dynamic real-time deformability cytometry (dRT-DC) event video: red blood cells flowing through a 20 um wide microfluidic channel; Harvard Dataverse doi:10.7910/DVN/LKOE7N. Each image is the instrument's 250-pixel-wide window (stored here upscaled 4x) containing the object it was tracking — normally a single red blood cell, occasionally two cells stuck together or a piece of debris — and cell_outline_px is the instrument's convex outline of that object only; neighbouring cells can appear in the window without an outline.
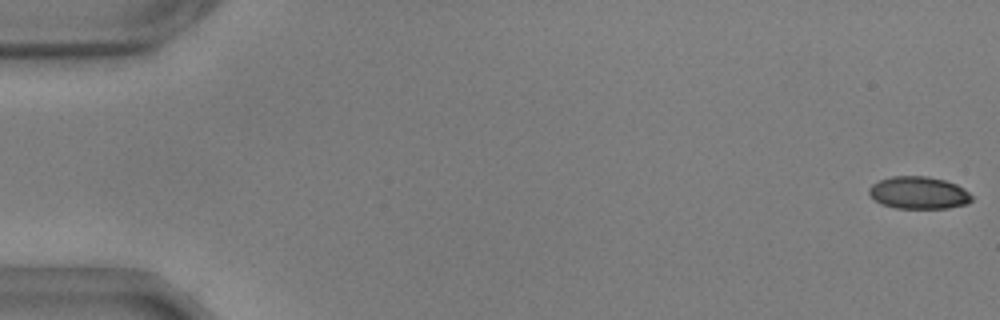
{"species": "common noctule bat (a hibernating species)", "species_latin": "Nyctalus noctula", "temperature_condition": "warm", "stored_images_in_passage": 16, "camera_frame_rate_fps": 3000, "um_per_image_px": 0.085, "animal": {"sex": "male", "body_mass_g": 17.9, "forearm_length_mm": 54.2}, "frame": {"image": 1, "passage_image": 1, "time_ms": 0.0, "image_size_px": [1000, 320], "cell_outline_px": [[972, 200], [968, 204], [948, 208], [896, 208], [880, 204], [868, 192], [868, 188], [872, 184], [880, 180], [892, 176], [924, 176], [944, 180], [956, 184], [964, 188], [972, 196]], "centroid_in_image_um": [78.09, 16.39], "position_along_channel_um": 6.9, "area_um2": 19.36}}
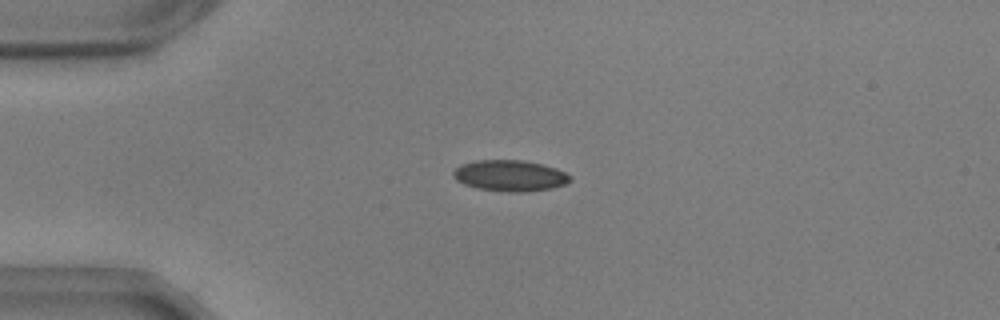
{"frame": {"image": 2, "passage_image": 14, "time_ms": 4.333, "image_size_px": [1000, 320], "cell_outline_px": [[572, 180], [564, 184], [552, 188], [528, 192], [508, 192], [476, 188], [464, 184], [456, 180], [452, 176], [452, 172], [460, 164], [476, 160], [524, 160], [556, 168], [572, 176]], "centroid_in_image_um": [43.33, 14.93], "position_along_channel_um": 41.7, "area_um2": 21.33}}